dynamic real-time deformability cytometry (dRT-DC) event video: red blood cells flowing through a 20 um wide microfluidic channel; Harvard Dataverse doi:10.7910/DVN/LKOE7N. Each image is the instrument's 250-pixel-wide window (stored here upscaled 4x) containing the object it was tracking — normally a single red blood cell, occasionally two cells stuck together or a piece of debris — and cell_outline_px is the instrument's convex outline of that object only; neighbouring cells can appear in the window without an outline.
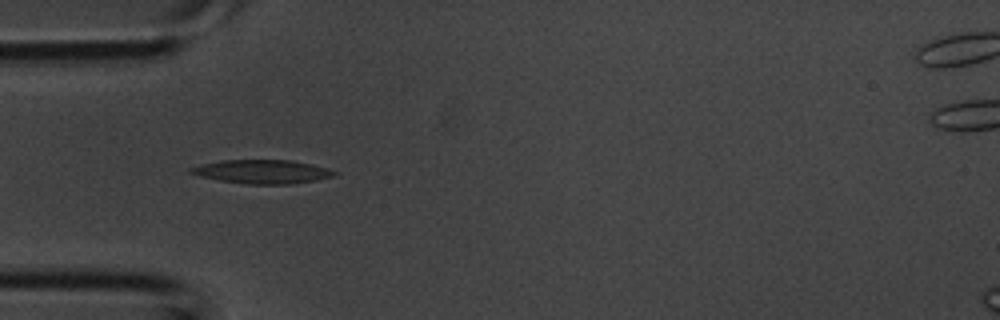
{"species": "common noctule bat (a hibernating species)", "species_latin": "Nyctalus noctula", "temperature_condition": "room temperature", "stored_images_in_passage": 1, "camera_frame_rate_fps": 3000, "um_per_image_px": 0.085, "animal": {"sex": "male", "body_mass_g": 20.1, "forearm_length_mm": 53.5}, "frame": {"image": 1, "passage_image": 1, "time_ms": 0.0, "image_size_px": [1000, 320], "cell_outline_px": [[340, 172], [336, 176], [316, 180], [292, 184], [248, 184], [220, 180], [200, 176], [188, 172], [188, 168], [200, 164], [220, 160], [292, 160], [312, 164]], "centroid_in_image_um": [22.31, 14.58], "position_along_channel_um": 62.7, "area_um2": 20.0}}